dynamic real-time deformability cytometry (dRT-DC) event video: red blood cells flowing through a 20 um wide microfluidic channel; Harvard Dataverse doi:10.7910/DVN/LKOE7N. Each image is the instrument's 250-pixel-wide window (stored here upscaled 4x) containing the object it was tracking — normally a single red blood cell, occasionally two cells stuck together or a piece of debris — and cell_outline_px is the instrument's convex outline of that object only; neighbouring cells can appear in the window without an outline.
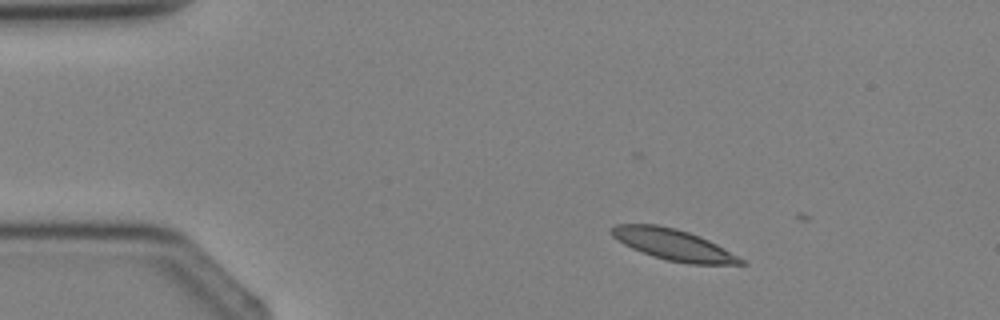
{"species": "Egyptian fruit bat (a non-hibernating species)", "species_latin": "Rousettus aegyptiacus", "temperature_condition": "cold", "stored_images_in_passage": 3, "camera_frame_rate_fps": 3000, "um_per_image_px": 0.085, "animal": {"sex": "female"}, "frame": {"image": 1, "passage_image": 2, "time_ms": 1.0, "image_size_px": [1000, 320], "cell_outline_px": [[748, 264], [688, 264], [668, 260], [652, 256], [632, 248], [624, 244], [612, 236], [612, 228], [616, 224], [656, 224], [676, 228], [700, 236], [724, 248], [744, 260]], "centroid_in_image_um": [57.24, 20.79], "position_along_channel_um": 27.8, "area_um2": 23.18}}